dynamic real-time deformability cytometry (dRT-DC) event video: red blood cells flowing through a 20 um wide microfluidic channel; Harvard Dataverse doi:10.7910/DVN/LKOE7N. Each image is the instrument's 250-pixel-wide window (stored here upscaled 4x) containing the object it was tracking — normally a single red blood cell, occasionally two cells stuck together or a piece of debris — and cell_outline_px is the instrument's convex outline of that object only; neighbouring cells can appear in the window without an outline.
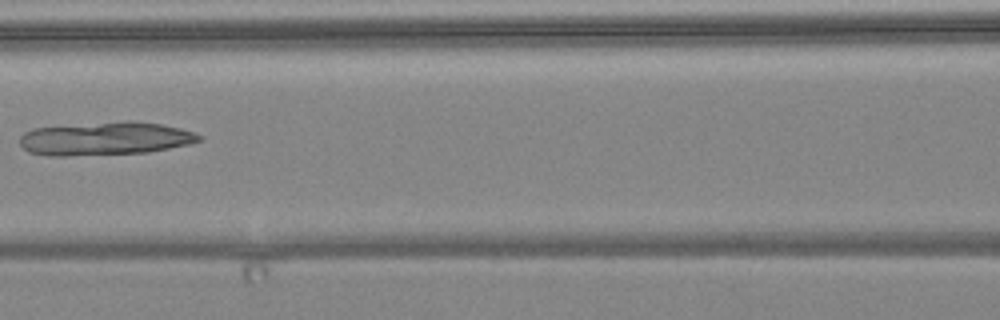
{"species": "common noctule bat (a hibernating species)", "species_latin": "Nyctalus noctula", "temperature_condition": "warm", "stored_images_in_passage": 4, "camera_frame_rate_fps": 3000, "um_per_image_px": 0.085, "animal": {"sex": "female", "body_mass_g": 24.6, "forearm_length_mm": 56.2}, "frame": {"image": 1, "passage_image": 4, "time_ms": 4.333, "image_size_px": [1000, 320], "cell_outline_px": [[200, 140], [192, 144], [148, 152], [64, 156], [48, 156], [28, 152], [20, 144], [20, 136], [24, 132], [32, 128], [128, 120], [132, 120], [160, 124], [180, 128], [196, 132], [200, 136]], "centroid_in_image_um": [8.94, 11.78], "position_along_channel_um": 157.7, "area_um2": 34.91}}